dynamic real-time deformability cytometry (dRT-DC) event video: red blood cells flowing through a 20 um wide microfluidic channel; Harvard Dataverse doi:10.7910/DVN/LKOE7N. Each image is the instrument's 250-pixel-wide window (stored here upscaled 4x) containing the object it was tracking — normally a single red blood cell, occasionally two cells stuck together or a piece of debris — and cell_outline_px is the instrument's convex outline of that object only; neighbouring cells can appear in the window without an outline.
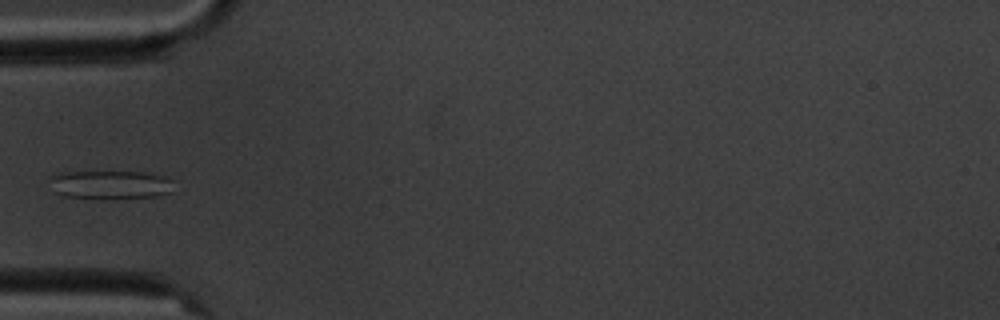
{"species": "common noctule bat (a hibernating species)", "species_latin": "Nyctalus noctula", "temperature_condition": "cold", "stored_images_in_passage": 6, "camera_frame_rate_fps": 3000, "um_per_image_px": 0.085, "animal": {"sex": "male", "body_mass_g": 20.1, "forearm_length_mm": 53.5}, "frame": {"image": 1, "passage_image": 6, "time_ms": 5.667, "image_size_px": [1000, 320], "cell_outline_px": [[172, 192], [160, 196], [104, 200], [60, 196], [52, 192], [48, 180], [48, 176], [56, 172], [144, 172], [168, 176], [172, 180]], "centroid_in_image_um": [9.31, 15.72], "position_along_channel_um": 75.7, "area_um2": 21.73}}